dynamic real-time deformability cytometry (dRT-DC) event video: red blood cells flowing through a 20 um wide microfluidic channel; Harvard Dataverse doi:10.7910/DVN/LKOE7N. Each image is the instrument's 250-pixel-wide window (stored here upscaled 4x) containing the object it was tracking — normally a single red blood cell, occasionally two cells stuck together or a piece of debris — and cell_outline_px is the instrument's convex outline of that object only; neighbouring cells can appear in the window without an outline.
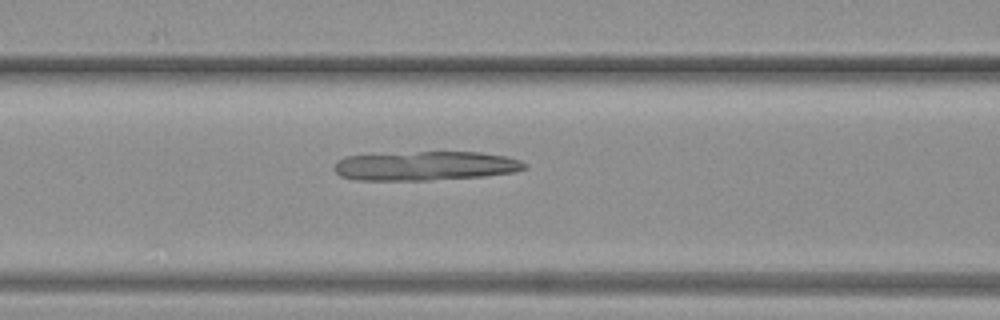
{"species": "common noctule bat (a hibernating species)", "species_latin": "Nyctalus noctula", "temperature_condition": "warm", "stored_images_in_passage": 15, "camera_frame_rate_fps": 3000, "um_per_image_px": 0.085, "animal": {"sex": "female", "body_mass_g": 19.3, "forearm_length_mm": 54.1}, "frame": {"image": 1, "passage_image": 5, "time_ms": 1.333, "image_size_px": [1000, 320], "cell_outline_px": [[528, 168], [516, 172], [484, 176], [428, 180], [352, 180], [340, 176], [332, 168], [336, 160], [344, 156], [416, 152], [480, 152], [508, 156], [520, 160], [528, 164]], "centroid_in_image_um": [36.17, 14.1], "position_along_channel_um": 130.4, "area_um2": 32.71}}
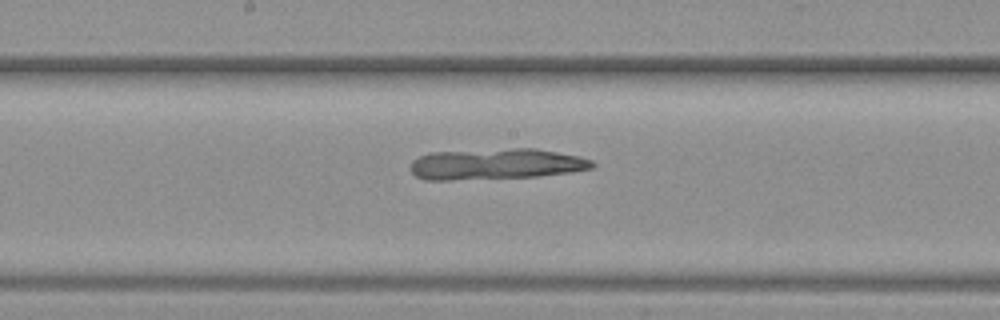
{"frame": {"image": 2, "passage_image": 10, "time_ms": 3.0, "image_size_px": [1000, 320], "cell_outline_px": [[596, 164], [592, 168], [572, 172], [536, 176], [448, 180], [424, 180], [416, 176], [412, 172], [412, 160], [428, 152], [512, 148], [536, 148], [580, 156], [592, 160]], "centroid_in_image_um": [42.17, 13.93], "position_along_channel_um": 206.0, "area_um2": 32.89}}
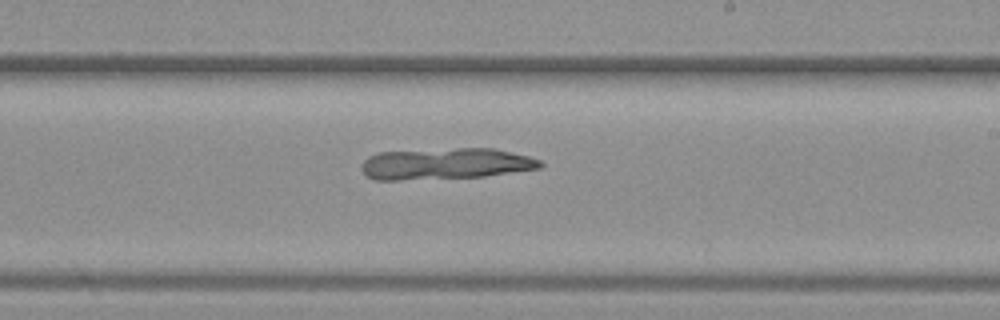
{"frame": {"image": 3, "passage_image": 13, "time_ms": 4.0, "image_size_px": [1000, 320], "cell_outline_px": [[544, 164], [540, 168], [484, 176], [400, 180], [372, 180], [360, 168], [364, 160], [368, 156], [380, 152], [456, 148], [492, 148], [512, 152], [528, 156], [540, 160]], "centroid_in_image_um": [37.85, 13.92], "position_along_channel_um": 251.1, "area_um2": 32.54}}